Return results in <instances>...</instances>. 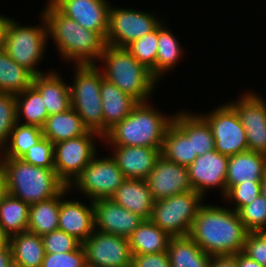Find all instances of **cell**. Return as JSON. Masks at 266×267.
Here are the masks:
<instances>
[{
    "instance_id": "obj_1",
    "label": "cell",
    "mask_w": 266,
    "mask_h": 267,
    "mask_svg": "<svg viewBox=\"0 0 266 267\" xmlns=\"http://www.w3.org/2000/svg\"><path fill=\"white\" fill-rule=\"evenodd\" d=\"M217 205L200 206L189 236L210 256L243 252L248 230L238 212Z\"/></svg>"
},
{
    "instance_id": "obj_2",
    "label": "cell",
    "mask_w": 266,
    "mask_h": 267,
    "mask_svg": "<svg viewBox=\"0 0 266 267\" xmlns=\"http://www.w3.org/2000/svg\"><path fill=\"white\" fill-rule=\"evenodd\" d=\"M45 6L41 12L47 21L49 38L62 58L74 65L96 64L105 49V39L63 15L50 1Z\"/></svg>"
},
{
    "instance_id": "obj_3",
    "label": "cell",
    "mask_w": 266,
    "mask_h": 267,
    "mask_svg": "<svg viewBox=\"0 0 266 267\" xmlns=\"http://www.w3.org/2000/svg\"><path fill=\"white\" fill-rule=\"evenodd\" d=\"M149 102H139L130 114L111 128L102 141L111 146H145L162 148L164 135L173 121Z\"/></svg>"
},
{
    "instance_id": "obj_4",
    "label": "cell",
    "mask_w": 266,
    "mask_h": 267,
    "mask_svg": "<svg viewBox=\"0 0 266 267\" xmlns=\"http://www.w3.org/2000/svg\"><path fill=\"white\" fill-rule=\"evenodd\" d=\"M8 194L32 205L57 196L67 185L54 168H43L22 159L0 158Z\"/></svg>"
},
{
    "instance_id": "obj_5",
    "label": "cell",
    "mask_w": 266,
    "mask_h": 267,
    "mask_svg": "<svg viewBox=\"0 0 266 267\" xmlns=\"http://www.w3.org/2000/svg\"><path fill=\"white\" fill-rule=\"evenodd\" d=\"M98 62L105 64L103 68H99L103 77L138 102H148L154 88H157L158 80L151 71L139 63L125 47L106 45Z\"/></svg>"
},
{
    "instance_id": "obj_6",
    "label": "cell",
    "mask_w": 266,
    "mask_h": 267,
    "mask_svg": "<svg viewBox=\"0 0 266 267\" xmlns=\"http://www.w3.org/2000/svg\"><path fill=\"white\" fill-rule=\"evenodd\" d=\"M73 84H69L71 107L83 124L103 137L101 99L102 72L96 64L75 65Z\"/></svg>"
},
{
    "instance_id": "obj_7",
    "label": "cell",
    "mask_w": 266,
    "mask_h": 267,
    "mask_svg": "<svg viewBox=\"0 0 266 267\" xmlns=\"http://www.w3.org/2000/svg\"><path fill=\"white\" fill-rule=\"evenodd\" d=\"M40 15H42V26H22L16 20L11 19L4 46L7 54L18 65L25 67L34 76L43 74L41 70H38L39 68L37 66L40 65L39 63L42 61L43 55L46 52L47 47L45 46L49 42L47 21L42 12Z\"/></svg>"
},
{
    "instance_id": "obj_8",
    "label": "cell",
    "mask_w": 266,
    "mask_h": 267,
    "mask_svg": "<svg viewBox=\"0 0 266 267\" xmlns=\"http://www.w3.org/2000/svg\"><path fill=\"white\" fill-rule=\"evenodd\" d=\"M203 199L192 190L154 201L150 219L171 237L187 236Z\"/></svg>"
},
{
    "instance_id": "obj_9",
    "label": "cell",
    "mask_w": 266,
    "mask_h": 267,
    "mask_svg": "<svg viewBox=\"0 0 266 267\" xmlns=\"http://www.w3.org/2000/svg\"><path fill=\"white\" fill-rule=\"evenodd\" d=\"M124 181L123 172L112 156L97 159L95 155L68 187L70 190L75 187L89 201H94L110 198Z\"/></svg>"
},
{
    "instance_id": "obj_10",
    "label": "cell",
    "mask_w": 266,
    "mask_h": 267,
    "mask_svg": "<svg viewBox=\"0 0 266 267\" xmlns=\"http://www.w3.org/2000/svg\"><path fill=\"white\" fill-rule=\"evenodd\" d=\"M95 136V137H94ZM103 137L92 130L86 134L54 144V170L69 186L82 170L97 155L94 138Z\"/></svg>"
},
{
    "instance_id": "obj_11",
    "label": "cell",
    "mask_w": 266,
    "mask_h": 267,
    "mask_svg": "<svg viewBox=\"0 0 266 267\" xmlns=\"http://www.w3.org/2000/svg\"><path fill=\"white\" fill-rule=\"evenodd\" d=\"M163 20L151 13L110 6L106 45L126 47L154 31Z\"/></svg>"
},
{
    "instance_id": "obj_12",
    "label": "cell",
    "mask_w": 266,
    "mask_h": 267,
    "mask_svg": "<svg viewBox=\"0 0 266 267\" xmlns=\"http://www.w3.org/2000/svg\"><path fill=\"white\" fill-rule=\"evenodd\" d=\"M216 108L200 114L211 128L215 150L226 156L247 151L246 132L234 108L229 102Z\"/></svg>"
},
{
    "instance_id": "obj_13",
    "label": "cell",
    "mask_w": 266,
    "mask_h": 267,
    "mask_svg": "<svg viewBox=\"0 0 266 267\" xmlns=\"http://www.w3.org/2000/svg\"><path fill=\"white\" fill-rule=\"evenodd\" d=\"M82 246L88 267H132L128 238L94 230Z\"/></svg>"
},
{
    "instance_id": "obj_14",
    "label": "cell",
    "mask_w": 266,
    "mask_h": 267,
    "mask_svg": "<svg viewBox=\"0 0 266 267\" xmlns=\"http://www.w3.org/2000/svg\"><path fill=\"white\" fill-rule=\"evenodd\" d=\"M229 104L245 129L248 150L266 156V99L254 92H246Z\"/></svg>"
},
{
    "instance_id": "obj_15",
    "label": "cell",
    "mask_w": 266,
    "mask_h": 267,
    "mask_svg": "<svg viewBox=\"0 0 266 267\" xmlns=\"http://www.w3.org/2000/svg\"><path fill=\"white\" fill-rule=\"evenodd\" d=\"M228 160L229 156L216 150L197 156L194 162L187 167L192 189L205 198L208 189H214V187L216 189L219 186L222 197H224Z\"/></svg>"
},
{
    "instance_id": "obj_16",
    "label": "cell",
    "mask_w": 266,
    "mask_h": 267,
    "mask_svg": "<svg viewBox=\"0 0 266 267\" xmlns=\"http://www.w3.org/2000/svg\"><path fill=\"white\" fill-rule=\"evenodd\" d=\"M154 201L192 191L188 168L167 160L162 155L146 178Z\"/></svg>"
},
{
    "instance_id": "obj_17",
    "label": "cell",
    "mask_w": 266,
    "mask_h": 267,
    "mask_svg": "<svg viewBox=\"0 0 266 267\" xmlns=\"http://www.w3.org/2000/svg\"><path fill=\"white\" fill-rule=\"evenodd\" d=\"M63 15L104 39L108 32L111 4L107 0H49Z\"/></svg>"
},
{
    "instance_id": "obj_18",
    "label": "cell",
    "mask_w": 266,
    "mask_h": 267,
    "mask_svg": "<svg viewBox=\"0 0 266 267\" xmlns=\"http://www.w3.org/2000/svg\"><path fill=\"white\" fill-rule=\"evenodd\" d=\"M93 206L94 229L102 233L129 238L144 220L138 214L118 205L111 198L94 200Z\"/></svg>"
},
{
    "instance_id": "obj_19",
    "label": "cell",
    "mask_w": 266,
    "mask_h": 267,
    "mask_svg": "<svg viewBox=\"0 0 266 267\" xmlns=\"http://www.w3.org/2000/svg\"><path fill=\"white\" fill-rule=\"evenodd\" d=\"M68 191L71 192L68 186L61 191L58 229L83 243L95 230L93 201L86 205L82 201L66 200L64 197Z\"/></svg>"
},
{
    "instance_id": "obj_20",
    "label": "cell",
    "mask_w": 266,
    "mask_h": 267,
    "mask_svg": "<svg viewBox=\"0 0 266 267\" xmlns=\"http://www.w3.org/2000/svg\"><path fill=\"white\" fill-rule=\"evenodd\" d=\"M112 157L125 179L146 180L153 170L161 149L145 146H112ZM114 152V153H113Z\"/></svg>"
},
{
    "instance_id": "obj_21",
    "label": "cell",
    "mask_w": 266,
    "mask_h": 267,
    "mask_svg": "<svg viewBox=\"0 0 266 267\" xmlns=\"http://www.w3.org/2000/svg\"><path fill=\"white\" fill-rule=\"evenodd\" d=\"M266 177V156L247 150L229 156L226 191L234 185L263 181Z\"/></svg>"
},
{
    "instance_id": "obj_22",
    "label": "cell",
    "mask_w": 266,
    "mask_h": 267,
    "mask_svg": "<svg viewBox=\"0 0 266 267\" xmlns=\"http://www.w3.org/2000/svg\"><path fill=\"white\" fill-rule=\"evenodd\" d=\"M101 99L103 113V136L117 123L125 119L139 103L131 95L122 92L102 75Z\"/></svg>"
},
{
    "instance_id": "obj_23",
    "label": "cell",
    "mask_w": 266,
    "mask_h": 267,
    "mask_svg": "<svg viewBox=\"0 0 266 267\" xmlns=\"http://www.w3.org/2000/svg\"><path fill=\"white\" fill-rule=\"evenodd\" d=\"M32 86L41 94L48 116L71 108L69 84L57 72L49 71L34 76Z\"/></svg>"
},
{
    "instance_id": "obj_24",
    "label": "cell",
    "mask_w": 266,
    "mask_h": 267,
    "mask_svg": "<svg viewBox=\"0 0 266 267\" xmlns=\"http://www.w3.org/2000/svg\"><path fill=\"white\" fill-rule=\"evenodd\" d=\"M110 198L143 219L152 216L154 199L146 180L125 179Z\"/></svg>"
},
{
    "instance_id": "obj_25",
    "label": "cell",
    "mask_w": 266,
    "mask_h": 267,
    "mask_svg": "<svg viewBox=\"0 0 266 267\" xmlns=\"http://www.w3.org/2000/svg\"><path fill=\"white\" fill-rule=\"evenodd\" d=\"M188 112H177L172 122L188 138H192L193 155L200 156L215 150L214 137L207 121L200 114Z\"/></svg>"
},
{
    "instance_id": "obj_26",
    "label": "cell",
    "mask_w": 266,
    "mask_h": 267,
    "mask_svg": "<svg viewBox=\"0 0 266 267\" xmlns=\"http://www.w3.org/2000/svg\"><path fill=\"white\" fill-rule=\"evenodd\" d=\"M132 255L167 252L171 236L151 219H144L128 238Z\"/></svg>"
},
{
    "instance_id": "obj_27",
    "label": "cell",
    "mask_w": 266,
    "mask_h": 267,
    "mask_svg": "<svg viewBox=\"0 0 266 267\" xmlns=\"http://www.w3.org/2000/svg\"><path fill=\"white\" fill-rule=\"evenodd\" d=\"M88 131L72 107L62 113L48 116L42 127L43 137L48 138L53 144L82 136Z\"/></svg>"
},
{
    "instance_id": "obj_28",
    "label": "cell",
    "mask_w": 266,
    "mask_h": 267,
    "mask_svg": "<svg viewBox=\"0 0 266 267\" xmlns=\"http://www.w3.org/2000/svg\"><path fill=\"white\" fill-rule=\"evenodd\" d=\"M167 253L171 267H209L212 257L189 235L171 237Z\"/></svg>"
},
{
    "instance_id": "obj_29",
    "label": "cell",
    "mask_w": 266,
    "mask_h": 267,
    "mask_svg": "<svg viewBox=\"0 0 266 267\" xmlns=\"http://www.w3.org/2000/svg\"><path fill=\"white\" fill-rule=\"evenodd\" d=\"M12 262L23 267H41L45 250L40 235L25 231L10 237Z\"/></svg>"
},
{
    "instance_id": "obj_30",
    "label": "cell",
    "mask_w": 266,
    "mask_h": 267,
    "mask_svg": "<svg viewBox=\"0 0 266 267\" xmlns=\"http://www.w3.org/2000/svg\"><path fill=\"white\" fill-rule=\"evenodd\" d=\"M34 75L18 65L5 51L0 49V92L20 94L32 85Z\"/></svg>"
},
{
    "instance_id": "obj_31",
    "label": "cell",
    "mask_w": 266,
    "mask_h": 267,
    "mask_svg": "<svg viewBox=\"0 0 266 267\" xmlns=\"http://www.w3.org/2000/svg\"><path fill=\"white\" fill-rule=\"evenodd\" d=\"M61 192L48 200L30 205L28 229L37 235H44L58 229Z\"/></svg>"
},
{
    "instance_id": "obj_32",
    "label": "cell",
    "mask_w": 266,
    "mask_h": 267,
    "mask_svg": "<svg viewBox=\"0 0 266 267\" xmlns=\"http://www.w3.org/2000/svg\"><path fill=\"white\" fill-rule=\"evenodd\" d=\"M161 155L179 165L188 167L198 155H193L192 138H188L173 122L164 135Z\"/></svg>"
},
{
    "instance_id": "obj_33",
    "label": "cell",
    "mask_w": 266,
    "mask_h": 267,
    "mask_svg": "<svg viewBox=\"0 0 266 267\" xmlns=\"http://www.w3.org/2000/svg\"><path fill=\"white\" fill-rule=\"evenodd\" d=\"M43 137L42 128L17 122L0 149V158L21 159Z\"/></svg>"
},
{
    "instance_id": "obj_34",
    "label": "cell",
    "mask_w": 266,
    "mask_h": 267,
    "mask_svg": "<svg viewBox=\"0 0 266 267\" xmlns=\"http://www.w3.org/2000/svg\"><path fill=\"white\" fill-rule=\"evenodd\" d=\"M15 97L17 122L42 128L48 113L41 94L31 85ZM22 118L25 120L24 123Z\"/></svg>"
},
{
    "instance_id": "obj_35",
    "label": "cell",
    "mask_w": 266,
    "mask_h": 267,
    "mask_svg": "<svg viewBox=\"0 0 266 267\" xmlns=\"http://www.w3.org/2000/svg\"><path fill=\"white\" fill-rule=\"evenodd\" d=\"M30 205L8 194L0 202V224L9 235L27 231Z\"/></svg>"
},
{
    "instance_id": "obj_36",
    "label": "cell",
    "mask_w": 266,
    "mask_h": 267,
    "mask_svg": "<svg viewBox=\"0 0 266 267\" xmlns=\"http://www.w3.org/2000/svg\"><path fill=\"white\" fill-rule=\"evenodd\" d=\"M181 44L162 23L158 26V52L156 58V79H162L165 72L173 69L182 58Z\"/></svg>"
},
{
    "instance_id": "obj_37",
    "label": "cell",
    "mask_w": 266,
    "mask_h": 267,
    "mask_svg": "<svg viewBox=\"0 0 266 267\" xmlns=\"http://www.w3.org/2000/svg\"><path fill=\"white\" fill-rule=\"evenodd\" d=\"M125 48L139 63L151 71L152 75L156 78L158 27L151 33L132 41Z\"/></svg>"
},
{
    "instance_id": "obj_38",
    "label": "cell",
    "mask_w": 266,
    "mask_h": 267,
    "mask_svg": "<svg viewBox=\"0 0 266 267\" xmlns=\"http://www.w3.org/2000/svg\"><path fill=\"white\" fill-rule=\"evenodd\" d=\"M238 214L249 232L266 231V203L262 195H259L250 204L242 207Z\"/></svg>"
},
{
    "instance_id": "obj_39",
    "label": "cell",
    "mask_w": 266,
    "mask_h": 267,
    "mask_svg": "<svg viewBox=\"0 0 266 267\" xmlns=\"http://www.w3.org/2000/svg\"><path fill=\"white\" fill-rule=\"evenodd\" d=\"M261 185L262 181H251V183H241L230 187L224 198V201H228L229 204L232 203L233 210L238 212L245 205L250 204L259 195H261Z\"/></svg>"
},
{
    "instance_id": "obj_40",
    "label": "cell",
    "mask_w": 266,
    "mask_h": 267,
    "mask_svg": "<svg viewBox=\"0 0 266 267\" xmlns=\"http://www.w3.org/2000/svg\"><path fill=\"white\" fill-rule=\"evenodd\" d=\"M17 123L16 97L13 94L0 92V149L9 139Z\"/></svg>"
},
{
    "instance_id": "obj_41",
    "label": "cell",
    "mask_w": 266,
    "mask_h": 267,
    "mask_svg": "<svg viewBox=\"0 0 266 267\" xmlns=\"http://www.w3.org/2000/svg\"><path fill=\"white\" fill-rule=\"evenodd\" d=\"M21 159L37 167L54 168V144L42 137Z\"/></svg>"
},
{
    "instance_id": "obj_42",
    "label": "cell",
    "mask_w": 266,
    "mask_h": 267,
    "mask_svg": "<svg viewBox=\"0 0 266 267\" xmlns=\"http://www.w3.org/2000/svg\"><path fill=\"white\" fill-rule=\"evenodd\" d=\"M45 253H65L76 250L82 243L74 236L57 229L41 236Z\"/></svg>"
},
{
    "instance_id": "obj_43",
    "label": "cell",
    "mask_w": 266,
    "mask_h": 267,
    "mask_svg": "<svg viewBox=\"0 0 266 267\" xmlns=\"http://www.w3.org/2000/svg\"><path fill=\"white\" fill-rule=\"evenodd\" d=\"M86 254L82 244L74 251L45 253L41 267H86Z\"/></svg>"
},
{
    "instance_id": "obj_44",
    "label": "cell",
    "mask_w": 266,
    "mask_h": 267,
    "mask_svg": "<svg viewBox=\"0 0 266 267\" xmlns=\"http://www.w3.org/2000/svg\"><path fill=\"white\" fill-rule=\"evenodd\" d=\"M243 253L262 267H266V231L248 232Z\"/></svg>"
},
{
    "instance_id": "obj_45",
    "label": "cell",
    "mask_w": 266,
    "mask_h": 267,
    "mask_svg": "<svg viewBox=\"0 0 266 267\" xmlns=\"http://www.w3.org/2000/svg\"><path fill=\"white\" fill-rule=\"evenodd\" d=\"M132 267H171L167 252L132 255Z\"/></svg>"
},
{
    "instance_id": "obj_46",
    "label": "cell",
    "mask_w": 266,
    "mask_h": 267,
    "mask_svg": "<svg viewBox=\"0 0 266 267\" xmlns=\"http://www.w3.org/2000/svg\"><path fill=\"white\" fill-rule=\"evenodd\" d=\"M209 267H239L237 261V254L212 256Z\"/></svg>"
},
{
    "instance_id": "obj_47",
    "label": "cell",
    "mask_w": 266,
    "mask_h": 267,
    "mask_svg": "<svg viewBox=\"0 0 266 267\" xmlns=\"http://www.w3.org/2000/svg\"><path fill=\"white\" fill-rule=\"evenodd\" d=\"M12 263V251L10 244L0 247V267H9Z\"/></svg>"
},
{
    "instance_id": "obj_48",
    "label": "cell",
    "mask_w": 266,
    "mask_h": 267,
    "mask_svg": "<svg viewBox=\"0 0 266 267\" xmlns=\"http://www.w3.org/2000/svg\"><path fill=\"white\" fill-rule=\"evenodd\" d=\"M10 21L11 18L0 15V49L5 46L6 34Z\"/></svg>"
},
{
    "instance_id": "obj_49",
    "label": "cell",
    "mask_w": 266,
    "mask_h": 267,
    "mask_svg": "<svg viewBox=\"0 0 266 267\" xmlns=\"http://www.w3.org/2000/svg\"><path fill=\"white\" fill-rule=\"evenodd\" d=\"M237 261L239 267H262L259 263L250 259L243 252L237 253Z\"/></svg>"
},
{
    "instance_id": "obj_50",
    "label": "cell",
    "mask_w": 266,
    "mask_h": 267,
    "mask_svg": "<svg viewBox=\"0 0 266 267\" xmlns=\"http://www.w3.org/2000/svg\"><path fill=\"white\" fill-rule=\"evenodd\" d=\"M8 195L6 176L0 166V202Z\"/></svg>"
},
{
    "instance_id": "obj_51",
    "label": "cell",
    "mask_w": 266,
    "mask_h": 267,
    "mask_svg": "<svg viewBox=\"0 0 266 267\" xmlns=\"http://www.w3.org/2000/svg\"><path fill=\"white\" fill-rule=\"evenodd\" d=\"M10 244V237L0 224V247Z\"/></svg>"
},
{
    "instance_id": "obj_52",
    "label": "cell",
    "mask_w": 266,
    "mask_h": 267,
    "mask_svg": "<svg viewBox=\"0 0 266 267\" xmlns=\"http://www.w3.org/2000/svg\"><path fill=\"white\" fill-rule=\"evenodd\" d=\"M261 195L263 196L265 203H266V177L264 178V180L262 181V185H261Z\"/></svg>"
},
{
    "instance_id": "obj_53",
    "label": "cell",
    "mask_w": 266,
    "mask_h": 267,
    "mask_svg": "<svg viewBox=\"0 0 266 267\" xmlns=\"http://www.w3.org/2000/svg\"><path fill=\"white\" fill-rule=\"evenodd\" d=\"M9 267H23V266L17 265V264H15V263L12 262V263L9 265Z\"/></svg>"
}]
</instances>
